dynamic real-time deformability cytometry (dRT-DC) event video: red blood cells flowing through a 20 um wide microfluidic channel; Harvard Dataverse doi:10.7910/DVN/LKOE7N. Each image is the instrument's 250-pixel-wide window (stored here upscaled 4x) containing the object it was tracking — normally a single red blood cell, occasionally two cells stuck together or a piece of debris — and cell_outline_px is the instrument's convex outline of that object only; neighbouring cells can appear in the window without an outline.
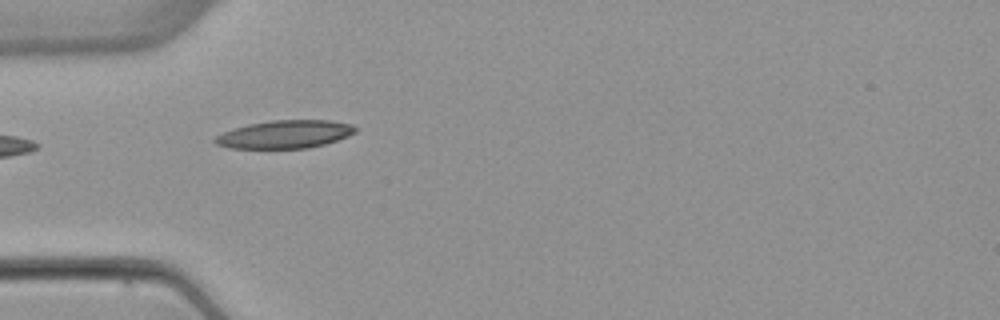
{"species": "common noctule bat (a hibernating species)", "species_latin": "Nyctalus noctula", "temperature_condition": "warm", "stored_images_in_passage": 4, "camera_frame_rate_fps": 3000, "um_per_image_px": 0.085, "animal": {"sex": "female", "body_mass_g": 22.7, "forearm_length_mm": 54.2}, "frame": {"image": 1, "passage_image": 4, "time_ms": 4.667, "image_size_px": [1000, 320], "cell_outline_px": [[356, 132], [348, 136], [324, 144], [308, 148], [228, 148], [216, 144], [212, 140], [216, 136], [224, 132], [248, 124], [272, 120], [328, 120], [352, 124], [356, 128]], "centroid_in_image_um": [24.21, 11.41], "position_along_channel_um": 60.8, "area_um2": 22.77}}